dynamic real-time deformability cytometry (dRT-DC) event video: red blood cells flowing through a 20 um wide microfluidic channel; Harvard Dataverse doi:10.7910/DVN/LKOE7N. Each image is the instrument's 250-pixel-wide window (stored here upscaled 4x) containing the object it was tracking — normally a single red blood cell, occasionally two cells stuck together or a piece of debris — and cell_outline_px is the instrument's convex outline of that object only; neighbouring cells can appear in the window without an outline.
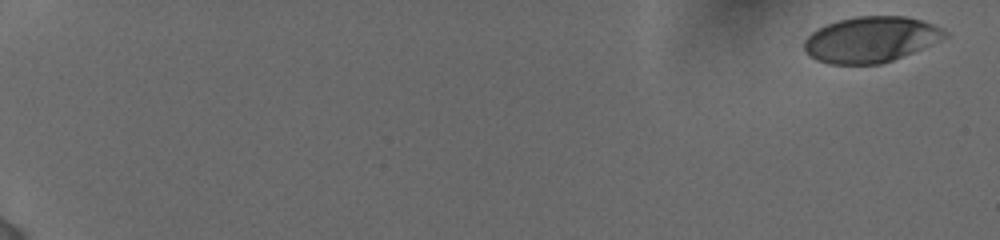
{"species": "human", "species_latin": "Homo sapiens", "temperature_condition": "cold", "stored_images_in_passage": 13, "camera_frame_rate_fps": 3000, "um_per_image_px": 0.085, "donor": {"sex": "female"}, "frame": {"image": 1, "passage_image": 1, "time_ms": 0.0, "image_size_px": [1000, 240], "cell_outline_px": [[948, 36], [912, 52], [892, 60], [880, 64], [828, 64], [816, 60], [804, 48], [804, 40], [812, 32], [828, 24], [840, 20], [856, 16], [904, 16], [920, 20], [932, 24], [948, 32]], "centroid_in_image_um": [74.01, 3.36], "position_along_channel_um": 11.0, "area_um2": 36.93}}